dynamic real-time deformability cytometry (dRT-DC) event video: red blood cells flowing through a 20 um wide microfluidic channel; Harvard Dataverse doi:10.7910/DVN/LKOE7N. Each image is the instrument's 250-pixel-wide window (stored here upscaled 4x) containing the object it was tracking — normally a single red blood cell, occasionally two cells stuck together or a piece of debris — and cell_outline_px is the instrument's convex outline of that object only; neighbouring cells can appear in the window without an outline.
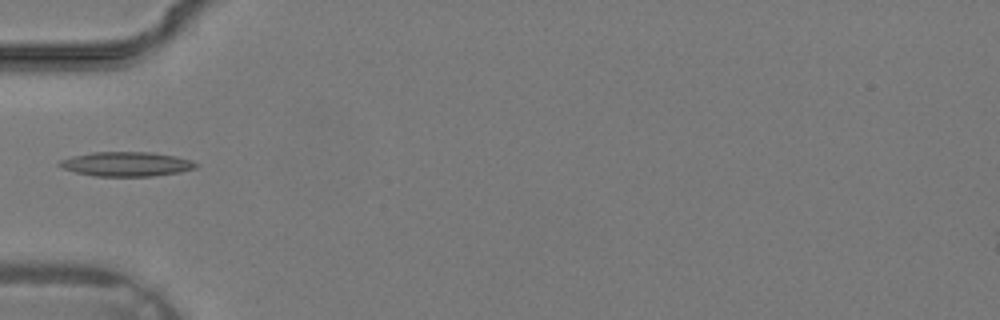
{"species": "common noctule bat (a hibernating species)", "species_latin": "Nyctalus noctula", "temperature_condition": "warm", "stored_images_in_passage": 24, "camera_frame_rate_fps": 3000, "um_per_image_px": 0.085, "animal": {"sex": "male", "body_mass_g": 19.2, "forearm_length_mm": 51.8}, "frame": {"image": 1, "passage_image": 1, "time_ms": 0.0, "image_size_px": [1000, 320], "cell_outline_px": [[200, 164], [196, 168], [180, 172], [152, 176], [92, 176], [76, 172], [64, 168], [56, 164], [60, 160], [72, 156], [92, 152], [152, 152], [176, 156], [192, 160]], "centroid_in_image_um": [10.77, 13.94], "position_along_channel_um": 74.2, "area_um2": 19.54}}
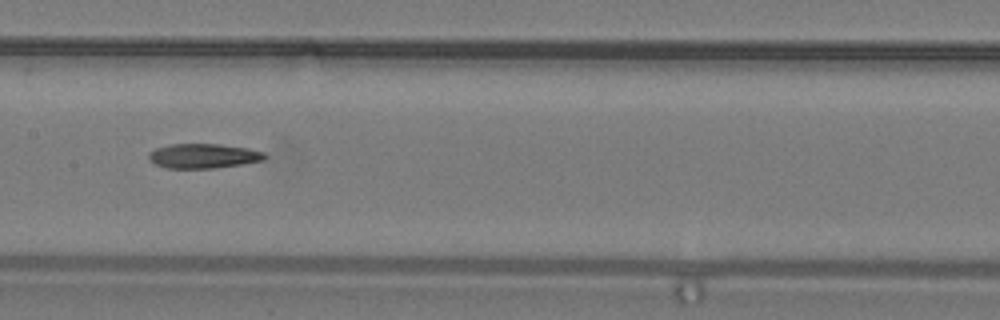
{"frame": {"image": 2, "passage_image": 7, "time_ms": 2.0, "image_size_px": [1000, 320], "cell_outline_px": [[268, 156], [264, 160], [216, 168], [164, 168], [148, 160], [148, 152], [156, 148], [168, 144], [220, 144], [248, 148], [264, 152]], "centroid_in_image_um": [17.26, 13.25], "position_along_channel_um": 190.1, "area_um2": 16.76}}
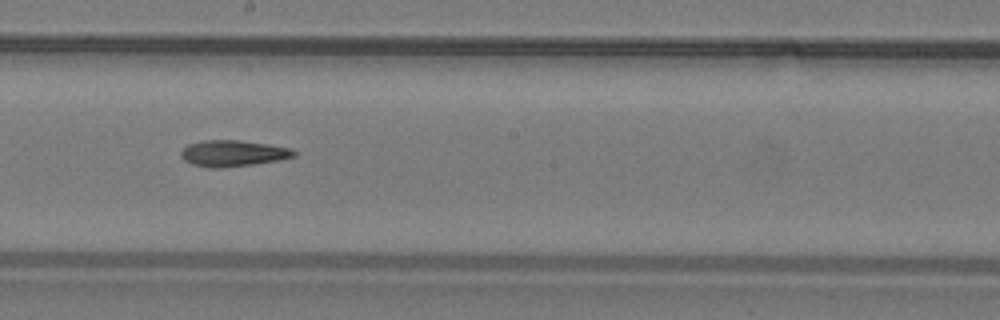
{"frame": {"image": 3, "passage_image": 9, "time_ms": 2.667, "image_size_px": [1000, 320], "cell_outline_px": [[296, 156], [280, 160], [252, 164], [220, 168], [212, 168], [192, 164], [184, 160], [180, 156], [180, 152], [188, 144], [204, 140], [236, 140], [268, 144], [292, 148], [296, 152]], "centroid_in_image_um": [19.81, 13.03], "position_along_channel_um": 228.4, "area_um2": 17.22}}